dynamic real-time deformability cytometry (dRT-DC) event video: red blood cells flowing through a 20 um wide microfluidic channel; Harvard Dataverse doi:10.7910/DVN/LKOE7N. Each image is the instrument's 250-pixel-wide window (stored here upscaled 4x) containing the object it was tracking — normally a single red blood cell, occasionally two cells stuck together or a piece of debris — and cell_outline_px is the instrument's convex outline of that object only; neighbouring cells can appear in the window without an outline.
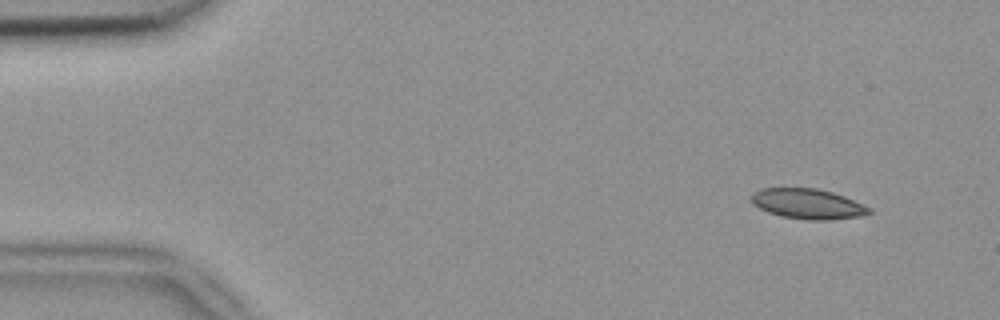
{"species": "common noctule bat (a hibernating species)", "species_latin": "Nyctalus noctula", "temperature_condition": "room temperature", "stored_images_in_passage": 5, "camera_frame_rate_fps": 3000, "um_per_image_px": 0.085, "animal": {"sex": "female", "body_mass_g": 18.4}, "frame": {"image": 1, "passage_image": 1, "time_ms": 0.0, "image_size_px": [1000, 320], "cell_outline_px": [[872, 212], [860, 216], [828, 220], [808, 220], [780, 216], [768, 212], [752, 204], [752, 192], [760, 188], [816, 188], [832, 192], [844, 196], [872, 208]], "centroid_in_image_um": [68.65, 17.33], "position_along_channel_um": 16.3, "area_um2": 20.75}}
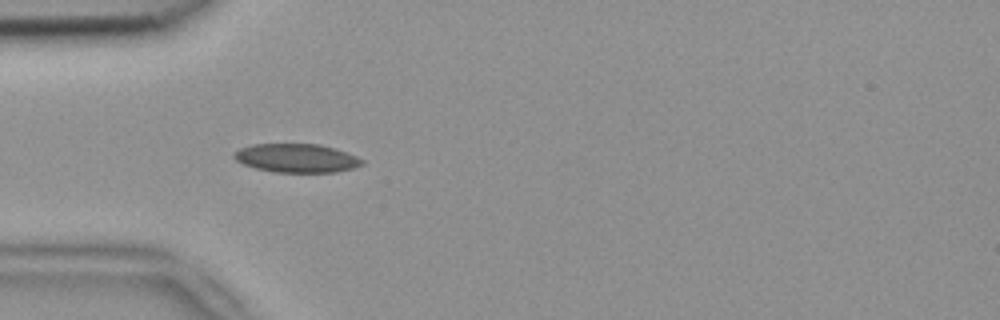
{"frame": {"image": 2, "passage_image": 4, "time_ms": 1.0, "image_size_px": [1000, 320], "cell_outline_px": [[364, 164], [352, 168], [336, 172], [272, 172], [256, 168], [244, 164], [236, 160], [232, 156], [240, 148], [252, 144], [320, 144], [336, 148], [356, 156], [364, 160]], "centroid_in_image_um": [25.23, 13.43], "position_along_channel_um": 59.8, "area_um2": 21.39}}